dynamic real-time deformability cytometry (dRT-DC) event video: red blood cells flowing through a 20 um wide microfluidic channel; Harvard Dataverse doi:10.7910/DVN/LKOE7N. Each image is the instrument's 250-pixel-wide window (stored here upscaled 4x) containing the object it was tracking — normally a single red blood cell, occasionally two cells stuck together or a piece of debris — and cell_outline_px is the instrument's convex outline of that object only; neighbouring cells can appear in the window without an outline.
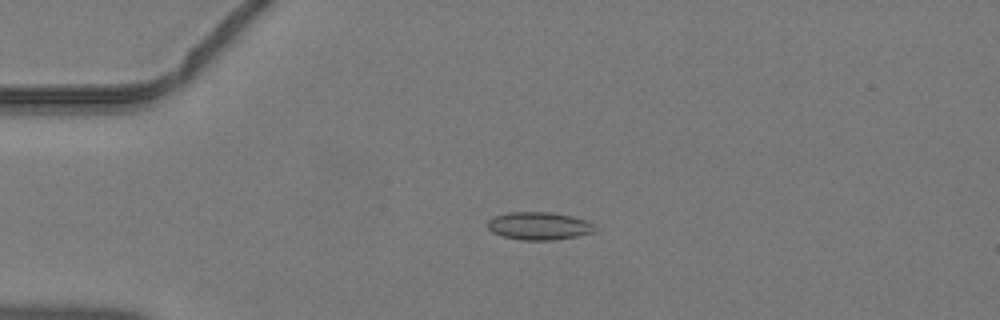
{"species": "common noctule bat (a hibernating species)", "species_latin": "Nyctalus noctula", "temperature_condition": "warm", "stored_images_in_passage": 44, "camera_frame_rate_fps": 3000, "um_per_image_px": 0.085, "animal": {"sex": "male", "body_mass_g": 19.2, "forearm_length_mm": 51.8}, "frame": {"image": 1, "passage_image": 10, "time_ms": 3.0, "image_size_px": [1000, 320], "cell_outline_px": [[596, 232], [576, 236], [552, 240], [524, 240], [504, 236], [492, 232], [488, 228], [488, 220], [492, 216], [508, 212], [552, 212], [572, 216], [588, 220], [596, 224]], "centroid_in_image_um": [45.86, 19.19], "position_along_channel_um": 39.1, "area_um2": 17.57}}
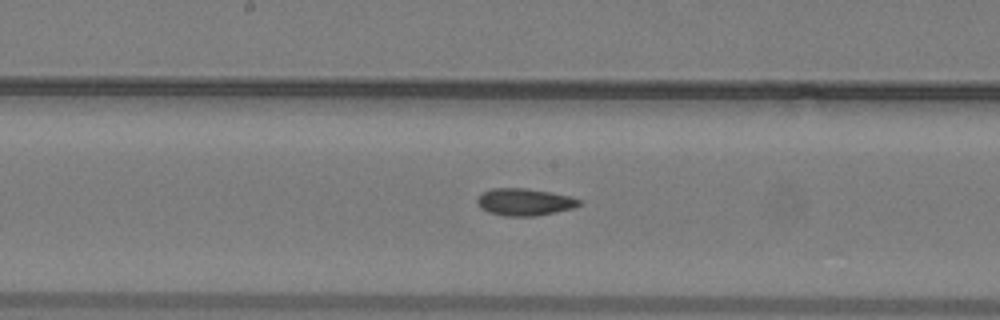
{"frame": {"image": 2, "passage_image": 23, "time_ms": 7.333, "image_size_px": [1000, 320], "cell_outline_px": [[580, 204], [572, 208], [556, 212], [536, 216], [504, 216], [488, 212], [480, 208], [476, 204], [476, 200], [484, 192], [492, 188], [524, 188], [572, 196], [580, 200]], "centroid_in_image_um": [44.56, 17.18], "position_along_channel_um": 203.6, "area_um2": 16.07}}
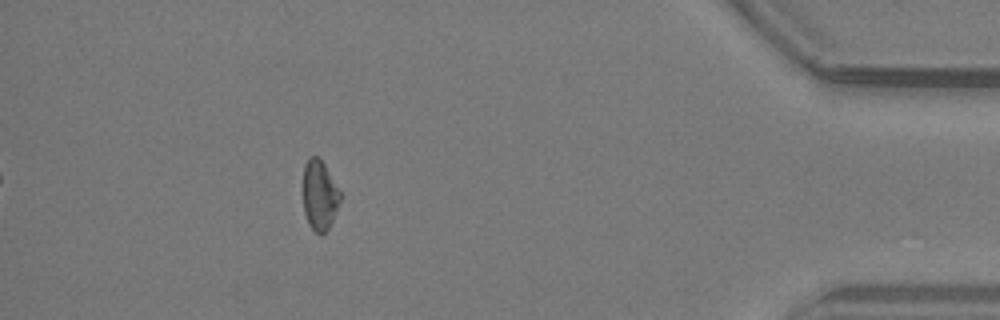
{"frame": {"image": 3, "passage_image": 40, "time_ms": 13.0, "image_size_px": [1000, 320], "cell_outline_px": [[344, 196], [328, 228], [320, 236], [308, 224], [304, 212], [304, 164], [312, 156], [316, 156], [324, 164]], "centroid_in_image_um": [27.2, 16.62], "position_along_channel_um": 408.0, "area_um2": 15.14}}